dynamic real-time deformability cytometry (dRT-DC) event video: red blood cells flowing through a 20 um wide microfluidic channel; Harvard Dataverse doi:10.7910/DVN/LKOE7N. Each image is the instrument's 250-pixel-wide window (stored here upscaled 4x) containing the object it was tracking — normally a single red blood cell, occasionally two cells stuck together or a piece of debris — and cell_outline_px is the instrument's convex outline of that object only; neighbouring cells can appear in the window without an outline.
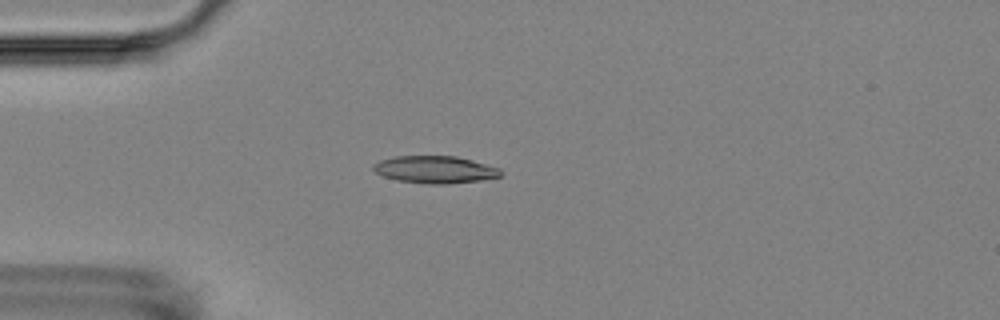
{"species": "Egyptian fruit bat (a non-hibernating species)", "species_latin": "Rousettus aegyptiacus", "temperature_condition": "room temperature", "stored_images_in_passage": 8, "camera_frame_rate_fps": 3000, "um_per_image_px": 0.085, "animal": {"sex": "female"}, "frame": {"image": 1, "passage_image": 2, "time_ms": 1.333, "image_size_px": [1000, 320], "cell_outline_px": [[504, 172], [500, 176], [480, 180], [448, 184], [428, 184], [396, 180], [384, 176], [376, 172], [372, 168], [372, 164], [380, 160], [396, 156], [456, 156], [472, 160], [500, 168]], "centroid_in_image_um": [36.98, 14.41], "position_along_channel_um": 48.0, "area_um2": 20.29}}
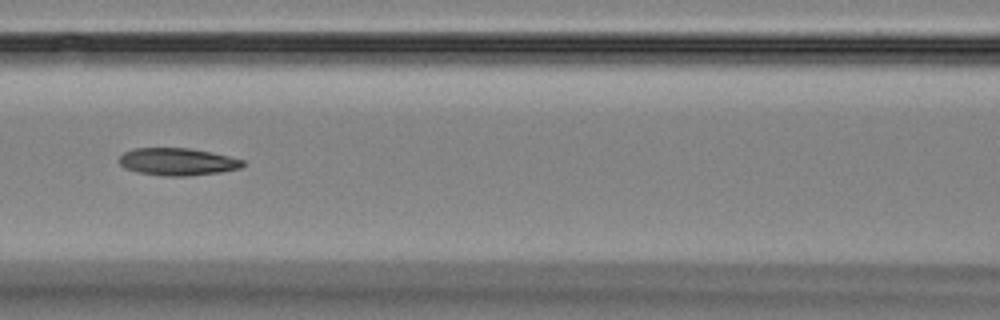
{"frame": {"image": 2, "passage_image": 5, "time_ms": 4.667, "image_size_px": [1000, 320], "cell_outline_px": [[244, 164], [240, 168], [220, 172], [188, 176], [164, 176], [136, 172], [124, 168], [116, 160], [124, 152], [132, 148], [188, 148], [212, 152], [244, 160]], "centroid_in_image_um": [15.04, 13.74], "position_along_channel_um": 151.6, "area_um2": 19.88}}
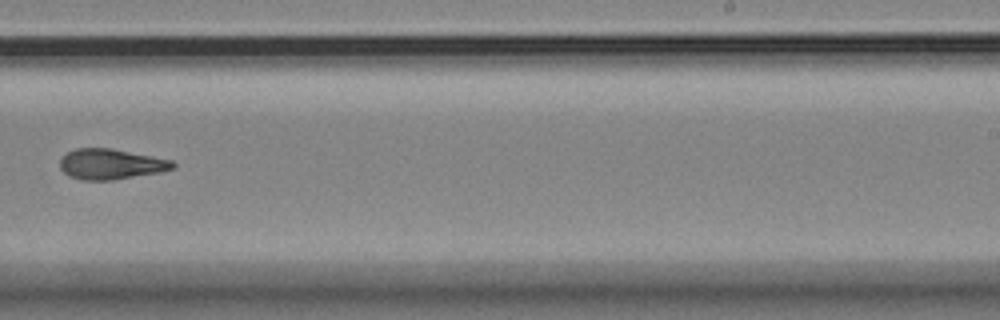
{"frame": {"image": 3, "passage_image": 8, "time_ms": 8.333, "image_size_px": [1000, 320], "cell_outline_px": [[176, 168], [160, 172], [112, 180], [80, 180], [68, 176], [60, 168], [60, 160], [68, 152], [76, 148], [112, 148], [172, 160], [176, 164]], "centroid_in_image_um": [9.43, 13.95], "position_along_channel_um": 279.6, "area_um2": 20.06}}